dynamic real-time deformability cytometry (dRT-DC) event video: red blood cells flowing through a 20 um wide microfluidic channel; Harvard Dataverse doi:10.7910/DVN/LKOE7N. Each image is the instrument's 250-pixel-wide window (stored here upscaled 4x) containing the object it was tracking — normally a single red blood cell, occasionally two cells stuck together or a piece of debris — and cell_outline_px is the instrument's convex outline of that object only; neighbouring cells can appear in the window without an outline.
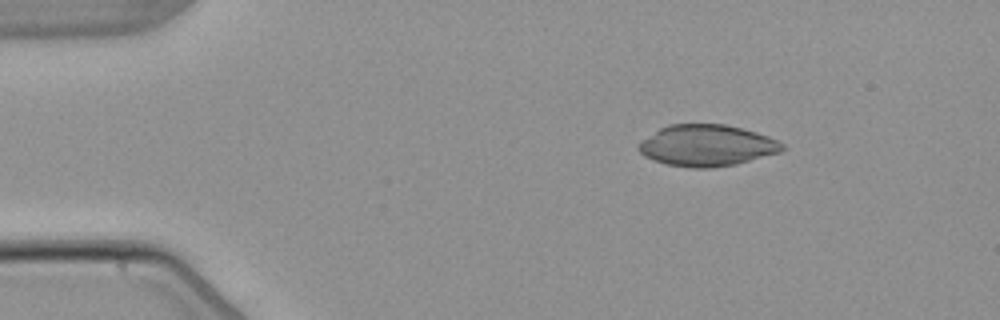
{"species": "common noctule bat (a hibernating species)", "species_latin": "Nyctalus noctula", "temperature_condition": "warm", "stored_images_in_passage": 4, "camera_frame_rate_fps": 3000, "um_per_image_px": 0.085, "animal": {"sex": "male", "body_mass_g": 21.5, "forearm_length_mm": 52.0}, "frame": {"image": 1, "passage_image": 2, "time_ms": 1.333, "image_size_px": [1000, 320], "cell_outline_px": [[784, 148], [780, 152], [736, 164], [712, 168], [692, 168], [668, 164], [652, 160], [644, 156], [636, 148], [636, 144], [640, 140], [660, 128], [668, 124], [724, 124], [756, 132], [768, 136], [784, 144]], "centroid_in_image_um": [60.03, 12.37], "position_along_channel_um": 25.0, "area_um2": 34.74}}